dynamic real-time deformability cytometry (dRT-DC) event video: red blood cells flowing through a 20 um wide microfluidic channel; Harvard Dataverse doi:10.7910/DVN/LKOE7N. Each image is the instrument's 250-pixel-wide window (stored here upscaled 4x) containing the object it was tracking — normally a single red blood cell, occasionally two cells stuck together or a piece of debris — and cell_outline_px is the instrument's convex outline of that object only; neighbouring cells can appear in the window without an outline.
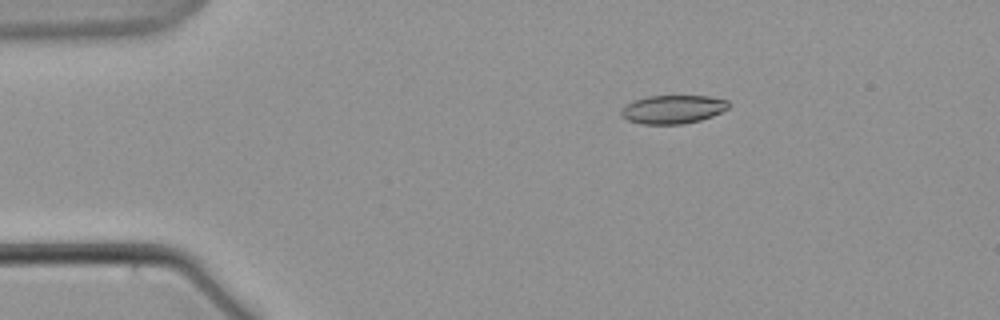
{"species": "common noctule bat (a hibernating species)", "species_latin": "Nyctalus noctula", "temperature_condition": "warm", "stored_images_in_passage": 50, "camera_frame_rate_fps": 3000, "um_per_image_px": 0.085, "animal": {"sex": "male", "body_mass_g": 21.5, "forearm_length_mm": 52.0}, "frame": {"image": 1, "passage_image": 1, "time_ms": 0.0, "image_size_px": [1000, 320], "cell_outline_px": [[732, 104], [728, 108], [712, 116], [700, 120], [684, 124], [644, 124], [628, 120], [620, 116], [620, 112], [628, 104], [636, 100], [648, 96], [708, 96], [728, 100]], "centroid_in_image_um": [57.23, 9.29], "position_along_channel_um": 27.8, "area_um2": 17.74}}
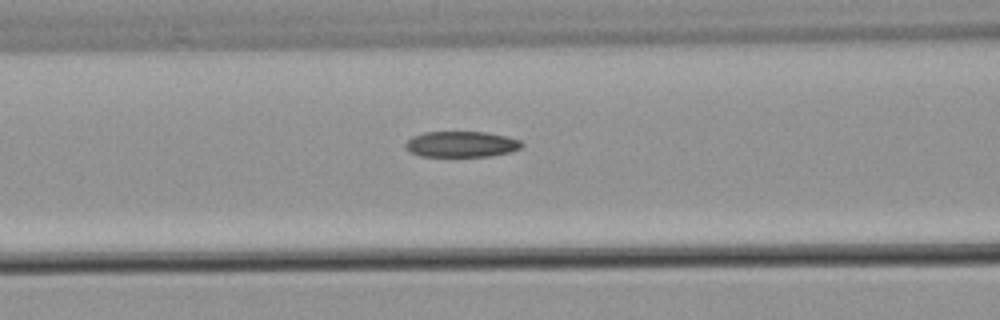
{"frame": {"image": 2, "passage_image": 15, "time_ms": 4.667, "image_size_px": [1000, 320], "cell_outline_px": [[524, 144], [520, 148], [512, 152], [492, 156], [420, 156], [408, 152], [404, 148], [404, 144], [412, 136], [424, 132], [484, 132], [508, 136], [520, 140]], "centroid_in_image_um": [39.21, 12.26], "position_along_channel_um": 127.4, "area_um2": 17.74}}
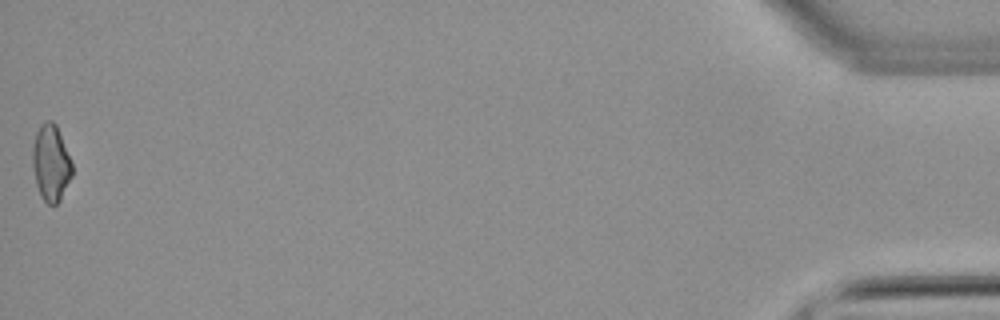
{"frame": {"image": 3, "passage_image": 50, "time_ms": 16.333, "image_size_px": [1000, 320], "cell_outline_px": [[72, 176], [60, 200], [56, 204], [48, 204], [40, 196], [36, 184], [32, 164], [32, 144], [36, 132], [40, 124], [44, 120], [52, 120], [56, 124], [72, 164]], "centroid_in_image_um": [4.3, 13.83], "position_along_channel_um": 430.9, "area_um2": 17.69}}